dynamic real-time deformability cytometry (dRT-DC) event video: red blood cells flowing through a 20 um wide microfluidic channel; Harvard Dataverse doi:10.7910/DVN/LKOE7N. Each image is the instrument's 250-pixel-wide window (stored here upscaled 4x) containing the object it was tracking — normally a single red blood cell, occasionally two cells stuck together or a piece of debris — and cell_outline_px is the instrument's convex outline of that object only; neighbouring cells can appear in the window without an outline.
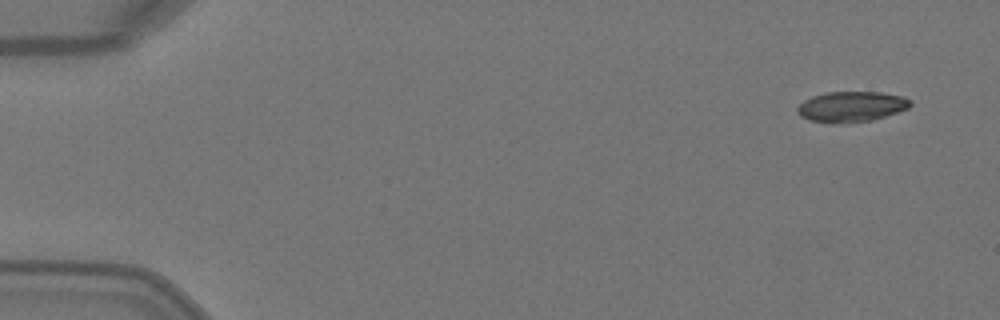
{"species": "Egyptian fruit bat (a non-hibernating species)", "species_latin": "Rousettus aegyptiacus", "temperature_condition": "warm", "stored_images_in_passage": 5, "camera_frame_rate_fps": 3000, "um_per_image_px": 0.085, "animal": {"sex": "female"}, "frame": {"image": 1, "passage_image": 1, "time_ms": 0.0, "image_size_px": [1000, 320], "cell_outline_px": [[912, 104], [908, 108], [872, 120], [844, 124], [832, 124], [808, 120], [800, 116], [796, 112], [796, 108], [804, 100], [812, 96], [828, 92], [880, 92], [904, 96], [912, 100]], "centroid_in_image_um": [72.34, 9.08], "position_along_channel_um": 12.7, "area_um2": 20.35}}
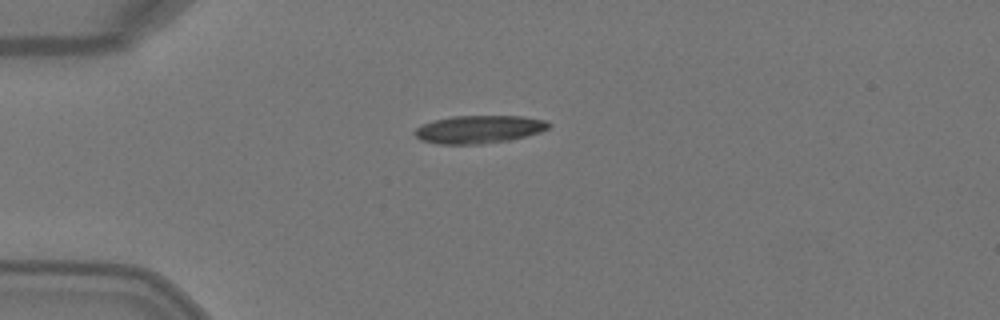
{"frame": {"image": 2, "passage_image": 4, "time_ms": 1.0, "image_size_px": [1000, 320], "cell_outline_px": [[552, 124], [548, 128], [540, 132], [508, 140], [480, 144], [440, 144], [420, 140], [412, 132], [416, 128], [424, 124], [436, 120], [452, 116], [520, 116], [544, 120]], "centroid_in_image_um": [40.7, 10.99], "position_along_channel_um": 44.3, "area_um2": 21.56}}
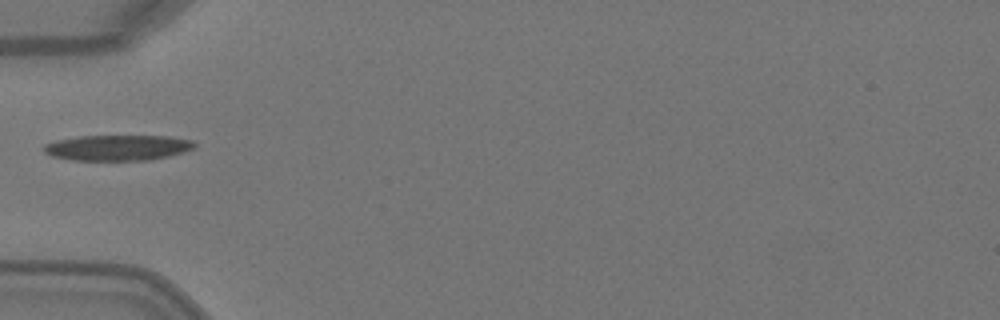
{"frame": {"image": 3, "passage_image": 5, "time_ms": 1.333, "image_size_px": [1000, 320], "cell_outline_px": [[196, 144], [192, 148], [184, 152], [168, 156], [148, 160], [72, 160], [52, 156], [44, 152], [44, 144], [56, 140], [80, 136], [168, 136], [192, 140]], "centroid_in_image_um": [9.98, 12.55], "position_along_channel_um": 75.0, "area_um2": 22.37}}